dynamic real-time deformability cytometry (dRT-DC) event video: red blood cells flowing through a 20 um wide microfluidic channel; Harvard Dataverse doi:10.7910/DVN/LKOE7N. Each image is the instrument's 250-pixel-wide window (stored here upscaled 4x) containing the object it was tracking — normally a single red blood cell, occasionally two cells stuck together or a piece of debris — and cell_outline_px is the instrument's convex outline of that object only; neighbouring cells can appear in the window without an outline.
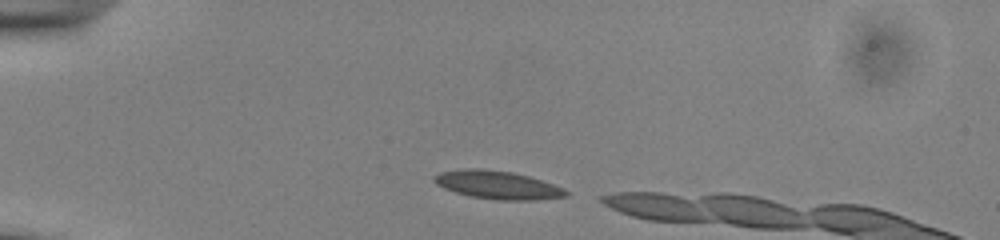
{"species": "common noctule bat (a hibernating species)", "species_latin": "Nyctalus noctula", "temperature_condition": "cold", "stored_images_in_passage": 8, "camera_frame_rate_fps": 3000, "um_per_image_px": 0.085, "animal": {"sex": "male", "body_mass_g": 13.0, "forearm_length_mm": 53.1}, "frame": {"image": 1, "passage_image": 2, "time_ms": 0.333, "image_size_px": [1000, 240], "cell_outline_px": [[568, 196], [536, 200], [496, 200], [472, 196], [456, 192], [444, 188], [436, 184], [432, 180], [432, 176], [440, 172], [464, 168], [480, 168], [512, 172], [528, 176], [564, 188], [568, 192]], "centroid_in_image_um": [42.26, 15.71], "position_along_channel_um": 42.7, "area_um2": 21.62}}